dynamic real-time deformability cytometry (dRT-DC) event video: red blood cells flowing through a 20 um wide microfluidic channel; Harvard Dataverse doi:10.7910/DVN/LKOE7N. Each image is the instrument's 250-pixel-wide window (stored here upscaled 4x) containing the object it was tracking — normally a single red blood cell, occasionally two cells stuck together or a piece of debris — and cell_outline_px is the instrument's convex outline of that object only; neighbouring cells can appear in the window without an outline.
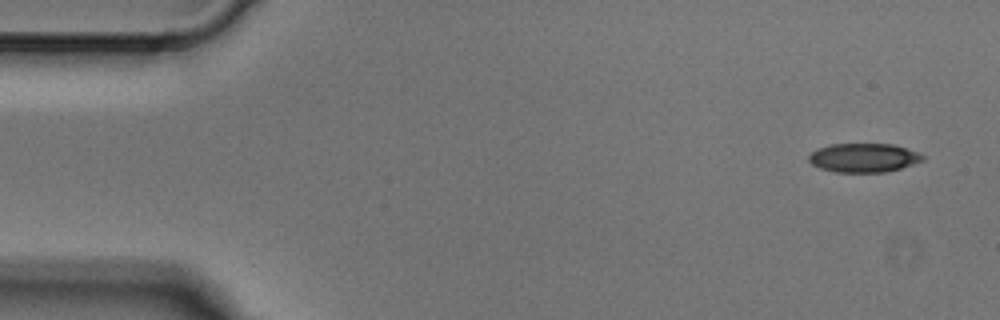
{"species": "Egyptian fruit bat (a non-hibernating species)", "species_latin": "Rousettus aegyptiacus", "temperature_condition": "cold", "stored_images_in_passage": 4, "segment_of_instrument_passage": [1, 2], "camera_frame_rate_fps": 3000, "um_per_image_px": 0.085, "animal": {"sex": "male"}, "frame": {"image": 1, "passage_image": 1, "time_ms": 0.0, "image_size_px": [1000, 320], "cell_outline_px": [[924, 160], [888, 172], [836, 172], [820, 168], [812, 164], [808, 160], [808, 156], [816, 148], [832, 144], [892, 144], [916, 152], [924, 156]], "centroid_in_image_um": [73.37, 13.41], "position_along_channel_um": 11.6, "area_um2": 19.07}}